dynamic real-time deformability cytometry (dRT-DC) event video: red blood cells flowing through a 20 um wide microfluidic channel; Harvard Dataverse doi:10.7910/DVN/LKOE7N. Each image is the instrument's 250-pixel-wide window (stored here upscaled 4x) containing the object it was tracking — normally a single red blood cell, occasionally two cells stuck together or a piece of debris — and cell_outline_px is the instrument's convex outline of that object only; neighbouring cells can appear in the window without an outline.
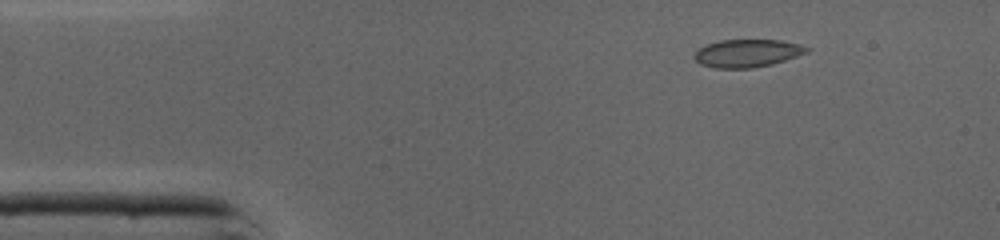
{"species": "common noctule bat (a hibernating species)", "species_latin": "Nyctalus noctula", "temperature_condition": "cold", "stored_images_in_passage": 45, "camera_frame_rate_fps": 3000, "um_per_image_px": 0.085, "animal": {"sex": "male", "body_mass_g": 19.0, "forearm_length_mm": 50.8}, "frame": {"image": 1, "passage_image": 6, "time_ms": 1.667, "image_size_px": [1000, 240], "cell_outline_px": [[812, 48], [808, 52], [772, 64], [752, 68], [716, 68], [700, 64], [692, 56], [700, 48], [708, 44], [720, 40], [780, 40], [800, 44]], "centroid_in_image_um": [63.53, 4.52], "position_along_channel_um": 21.5, "area_um2": 18.15}}
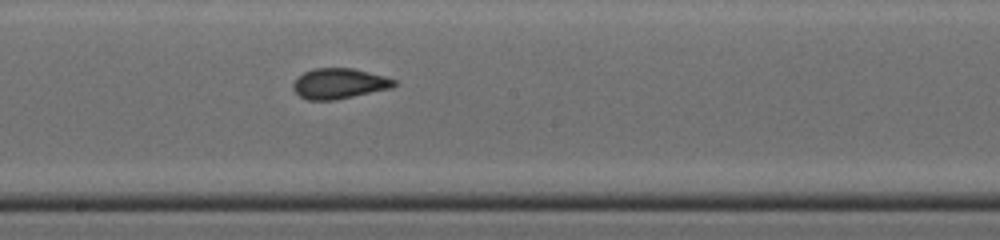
{"frame": {"image": 2, "passage_image": 24, "time_ms": 7.667, "image_size_px": [1000, 240], "cell_outline_px": [[396, 84], [392, 88], [332, 100], [308, 100], [300, 96], [292, 88], [292, 84], [296, 76], [312, 68], [352, 68], [384, 76], [396, 80]], "centroid_in_image_um": [28.78, 7.09], "position_along_channel_um": 219.4, "area_um2": 17.86}}
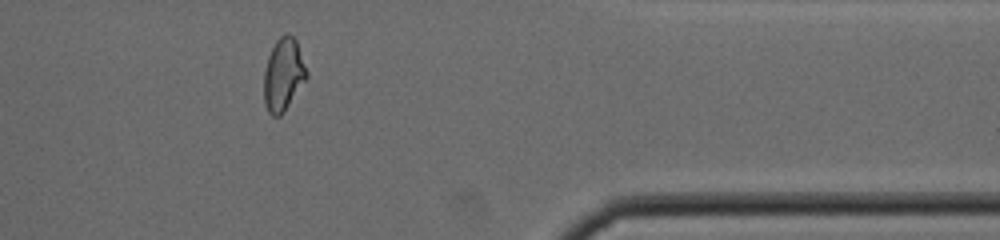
{"frame": {"image": 3, "passage_image": 37, "time_ms": 12.0, "image_size_px": [1000, 240], "cell_outline_px": [[308, 76], [284, 112], [280, 116], [272, 116], [268, 112], [264, 104], [264, 72], [268, 56], [276, 40], [280, 36], [292, 36], [296, 40], [308, 72]], "centroid_in_image_um": [24.08, 6.38], "position_along_channel_um": 387.3, "area_um2": 17.92}, "authors_computed_cell_mechanics": {"area_um2": 18.2648, "velocity_mm_per_s": 4.3854, "shape_relaxation_time_tau1_ms": null, "shape_relaxation_time_tau2_ms": 1.0102, "deformation_change_tau1": null, "deformation_change_tau2": 0.0517}}